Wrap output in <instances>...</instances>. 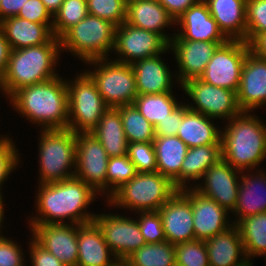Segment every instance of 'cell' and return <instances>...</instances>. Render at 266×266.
<instances>
[{
    "mask_svg": "<svg viewBox=\"0 0 266 266\" xmlns=\"http://www.w3.org/2000/svg\"><path fill=\"white\" fill-rule=\"evenodd\" d=\"M189 110L186 103L179 105L164 120H161L155 128V137L177 136L184 114Z\"/></svg>",
    "mask_w": 266,
    "mask_h": 266,
    "instance_id": "bcb514c9",
    "label": "cell"
},
{
    "mask_svg": "<svg viewBox=\"0 0 266 266\" xmlns=\"http://www.w3.org/2000/svg\"><path fill=\"white\" fill-rule=\"evenodd\" d=\"M127 156L138 173L156 171V154L152 142L128 143Z\"/></svg>",
    "mask_w": 266,
    "mask_h": 266,
    "instance_id": "60d3db41",
    "label": "cell"
},
{
    "mask_svg": "<svg viewBox=\"0 0 266 266\" xmlns=\"http://www.w3.org/2000/svg\"><path fill=\"white\" fill-rule=\"evenodd\" d=\"M239 178H241V171L233 168L227 161L220 158L208 168L198 183L195 182L194 184L192 182V184L195 190L211 198L232 214L239 192ZM201 180L203 181L201 182Z\"/></svg>",
    "mask_w": 266,
    "mask_h": 266,
    "instance_id": "9a60e30c",
    "label": "cell"
},
{
    "mask_svg": "<svg viewBox=\"0 0 266 266\" xmlns=\"http://www.w3.org/2000/svg\"><path fill=\"white\" fill-rule=\"evenodd\" d=\"M193 230L196 240H207L233 225L229 212L191 187ZM229 217V218H228Z\"/></svg>",
    "mask_w": 266,
    "mask_h": 266,
    "instance_id": "ffe728a7",
    "label": "cell"
},
{
    "mask_svg": "<svg viewBox=\"0 0 266 266\" xmlns=\"http://www.w3.org/2000/svg\"><path fill=\"white\" fill-rule=\"evenodd\" d=\"M259 118L241 112L221 128L222 158L235 169L259 170L258 165L266 158V124Z\"/></svg>",
    "mask_w": 266,
    "mask_h": 266,
    "instance_id": "3957f363",
    "label": "cell"
},
{
    "mask_svg": "<svg viewBox=\"0 0 266 266\" xmlns=\"http://www.w3.org/2000/svg\"><path fill=\"white\" fill-rule=\"evenodd\" d=\"M162 54L138 60L131 64L138 95L172 92L173 74L161 58Z\"/></svg>",
    "mask_w": 266,
    "mask_h": 266,
    "instance_id": "cb8c5ba5",
    "label": "cell"
},
{
    "mask_svg": "<svg viewBox=\"0 0 266 266\" xmlns=\"http://www.w3.org/2000/svg\"><path fill=\"white\" fill-rule=\"evenodd\" d=\"M27 0H0V21L17 16Z\"/></svg>",
    "mask_w": 266,
    "mask_h": 266,
    "instance_id": "f907efd6",
    "label": "cell"
},
{
    "mask_svg": "<svg viewBox=\"0 0 266 266\" xmlns=\"http://www.w3.org/2000/svg\"><path fill=\"white\" fill-rule=\"evenodd\" d=\"M64 77L18 89L8 100L15 112L41 130L67 129L69 120L68 89Z\"/></svg>",
    "mask_w": 266,
    "mask_h": 266,
    "instance_id": "7a4b0ae2",
    "label": "cell"
},
{
    "mask_svg": "<svg viewBox=\"0 0 266 266\" xmlns=\"http://www.w3.org/2000/svg\"><path fill=\"white\" fill-rule=\"evenodd\" d=\"M125 22L155 32L168 43L175 35L169 36L164 32L165 27L176 26V21L157 0H134L127 3Z\"/></svg>",
    "mask_w": 266,
    "mask_h": 266,
    "instance_id": "7402d4cb",
    "label": "cell"
},
{
    "mask_svg": "<svg viewBox=\"0 0 266 266\" xmlns=\"http://www.w3.org/2000/svg\"><path fill=\"white\" fill-rule=\"evenodd\" d=\"M116 108L120 111L128 143H148L154 141V126L139 112L134 104L122 105Z\"/></svg>",
    "mask_w": 266,
    "mask_h": 266,
    "instance_id": "d590c367",
    "label": "cell"
},
{
    "mask_svg": "<svg viewBox=\"0 0 266 266\" xmlns=\"http://www.w3.org/2000/svg\"><path fill=\"white\" fill-rule=\"evenodd\" d=\"M162 226L172 245L195 240L191 187L178 190L159 210Z\"/></svg>",
    "mask_w": 266,
    "mask_h": 266,
    "instance_id": "e0dca14e",
    "label": "cell"
},
{
    "mask_svg": "<svg viewBox=\"0 0 266 266\" xmlns=\"http://www.w3.org/2000/svg\"><path fill=\"white\" fill-rule=\"evenodd\" d=\"M39 132L38 184L72 178L76 169V134L69 129H48Z\"/></svg>",
    "mask_w": 266,
    "mask_h": 266,
    "instance_id": "8992f818",
    "label": "cell"
},
{
    "mask_svg": "<svg viewBox=\"0 0 266 266\" xmlns=\"http://www.w3.org/2000/svg\"><path fill=\"white\" fill-rule=\"evenodd\" d=\"M219 29L229 40L246 42V0H204Z\"/></svg>",
    "mask_w": 266,
    "mask_h": 266,
    "instance_id": "4316f807",
    "label": "cell"
},
{
    "mask_svg": "<svg viewBox=\"0 0 266 266\" xmlns=\"http://www.w3.org/2000/svg\"><path fill=\"white\" fill-rule=\"evenodd\" d=\"M127 266H176L175 247L170 242L146 243L125 260Z\"/></svg>",
    "mask_w": 266,
    "mask_h": 266,
    "instance_id": "e575fe53",
    "label": "cell"
},
{
    "mask_svg": "<svg viewBox=\"0 0 266 266\" xmlns=\"http://www.w3.org/2000/svg\"><path fill=\"white\" fill-rule=\"evenodd\" d=\"M99 58L84 62L86 66L94 65V71L85 70L94 80L98 92L108 107L133 104L138 96L136 79L131 64ZM110 60V61H109ZM88 63V64H87ZM96 67V68H95Z\"/></svg>",
    "mask_w": 266,
    "mask_h": 266,
    "instance_id": "ba28073f",
    "label": "cell"
},
{
    "mask_svg": "<svg viewBox=\"0 0 266 266\" xmlns=\"http://www.w3.org/2000/svg\"><path fill=\"white\" fill-rule=\"evenodd\" d=\"M247 30L249 44L256 36L266 33V0H246Z\"/></svg>",
    "mask_w": 266,
    "mask_h": 266,
    "instance_id": "b9f144b4",
    "label": "cell"
},
{
    "mask_svg": "<svg viewBox=\"0 0 266 266\" xmlns=\"http://www.w3.org/2000/svg\"><path fill=\"white\" fill-rule=\"evenodd\" d=\"M77 241V266H111L118 261L94 221L77 226Z\"/></svg>",
    "mask_w": 266,
    "mask_h": 266,
    "instance_id": "603a6c76",
    "label": "cell"
},
{
    "mask_svg": "<svg viewBox=\"0 0 266 266\" xmlns=\"http://www.w3.org/2000/svg\"><path fill=\"white\" fill-rule=\"evenodd\" d=\"M137 173L135 165L130 161L127 155L109 157L106 172V199Z\"/></svg>",
    "mask_w": 266,
    "mask_h": 266,
    "instance_id": "74e56055",
    "label": "cell"
},
{
    "mask_svg": "<svg viewBox=\"0 0 266 266\" xmlns=\"http://www.w3.org/2000/svg\"><path fill=\"white\" fill-rule=\"evenodd\" d=\"M37 187L35 208L38 213L29 216V224L79 225L94 220L96 213H89L86 209L99 194L77 177L39 184Z\"/></svg>",
    "mask_w": 266,
    "mask_h": 266,
    "instance_id": "6da1fadb",
    "label": "cell"
},
{
    "mask_svg": "<svg viewBox=\"0 0 266 266\" xmlns=\"http://www.w3.org/2000/svg\"><path fill=\"white\" fill-rule=\"evenodd\" d=\"M11 51L10 44L8 43L3 30L0 28V79L6 72Z\"/></svg>",
    "mask_w": 266,
    "mask_h": 266,
    "instance_id": "816d5d0a",
    "label": "cell"
},
{
    "mask_svg": "<svg viewBox=\"0 0 266 266\" xmlns=\"http://www.w3.org/2000/svg\"><path fill=\"white\" fill-rule=\"evenodd\" d=\"M52 16L59 10L64 0H41Z\"/></svg>",
    "mask_w": 266,
    "mask_h": 266,
    "instance_id": "db71d44e",
    "label": "cell"
},
{
    "mask_svg": "<svg viewBox=\"0 0 266 266\" xmlns=\"http://www.w3.org/2000/svg\"><path fill=\"white\" fill-rule=\"evenodd\" d=\"M61 54L60 41L55 36L46 44L11 51L0 90L10 98L18 89L59 76L56 70Z\"/></svg>",
    "mask_w": 266,
    "mask_h": 266,
    "instance_id": "277c9868",
    "label": "cell"
},
{
    "mask_svg": "<svg viewBox=\"0 0 266 266\" xmlns=\"http://www.w3.org/2000/svg\"><path fill=\"white\" fill-rule=\"evenodd\" d=\"M101 143L109 157L127 155L128 142L117 108L109 107L91 132Z\"/></svg>",
    "mask_w": 266,
    "mask_h": 266,
    "instance_id": "4dcf8cb0",
    "label": "cell"
},
{
    "mask_svg": "<svg viewBox=\"0 0 266 266\" xmlns=\"http://www.w3.org/2000/svg\"><path fill=\"white\" fill-rule=\"evenodd\" d=\"M137 223L146 243H161L167 241L162 219L158 211L136 212Z\"/></svg>",
    "mask_w": 266,
    "mask_h": 266,
    "instance_id": "ee69618b",
    "label": "cell"
},
{
    "mask_svg": "<svg viewBox=\"0 0 266 266\" xmlns=\"http://www.w3.org/2000/svg\"><path fill=\"white\" fill-rule=\"evenodd\" d=\"M156 171L168 177L180 190V169L188 146L178 136L155 137Z\"/></svg>",
    "mask_w": 266,
    "mask_h": 266,
    "instance_id": "f1b7e54d",
    "label": "cell"
},
{
    "mask_svg": "<svg viewBox=\"0 0 266 266\" xmlns=\"http://www.w3.org/2000/svg\"><path fill=\"white\" fill-rule=\"evenodd\" d=\"M211 120L214 121L213 118L189 109L183 116L177 136L188 148L221 144L222 130Z\"/></svg>",
    "mask_w": 266,
    "mask_h": 266,
    "instance_id": "f546056e",
    "label": "cell"
},
{
    "mask_svg": "<svg viewBox=\"0 0 266 266\" xmlns=\"http://www.w3.org/2000/svg\"><path fill=\"white\" fill-rule=\"evenodd\" d=\"M176 21L188 8L199 0H157Z\"/></svg>",
    "mask_w": 266,
    "mask_h": 266,
    "instance_id": "681fc988",
    "label": "cell"
},
{
    "mask_svg": "<svg viewBox=\"0 0 266 266\" xmlns=\"http://www.w3.org/2000/svg\"><path fill=\"white\" fill-rule=\"evenodd\" d=\"M116 25L88 14L60 38L61 51L70 52L83 62L107 58L114 52Z\"/></svg>",
    "mask_w": 266,
    "mask_h": 266,
    "instance_id": "52a82bcc",
    "label": "cell"
},
{
    "mask_svg": "<svg viewBox=\"0 0 266 266\" xmlns=\"http://www.w3.org/2000/svg\"><path fill=\"white\" fill-rule=\"evenodd\" d=\"M250 51L266 60V33L256 36L250 43Z\"/></svg>",
    "mask_w": 266,
    "mask_h": 266,
    "instance_id": "f5cc1de1",
    "label": "cell"
},
{
    "mask_svg": "<svg viewBox=\"0 0 266 266\" xmlns=\"http://www.w3.org/2000/svg\"><path fill=\"white\" fill-rule=\"evenodd\" d=\"M248 261L264 256L266 261V212L249 216L235 223Z\"/></svg>",
    "mask_w": 266,
    "mask_h": 266,
    "instance_id": "d6a6232c",
    "label": "cell"
},
{
    "mask_svg": "<svg viewBox=\"0 0 266 266\" xmlns=\"http://www.w3.org/2000/svg\"><path fill=\"white\" fill-rule=\"evenodd\" d=\"M137 218L119 214H96L98 225L106 244L118 260H126L134 251L146 244L137 223Z\"/></svg>",
    "mask_w": 266,
    "mask_h": 266,
    "instance_id": "5bb4252c",
    "label": "cell"
},
{
    "mask_svg": "<svg viewBox=\"0 0 266 266\" xmlns=\"http://www.w3.org/2000/svg\"><path fill=\"white\" fill-rule=\"evenodd\" d=\"M220 158H222L221 144L188 148L180 169V190L193 187V184L190 183L198 182L208 168Z\"/></svg>",
    "mask_w": 266,
    "mask_h": 266,
    "instance_id": "1f68e13d",
    "label": "cell"
},
{
    "mask_svg": "<svg viewBox=\"0 0 266 266\" xmlns=\"http://www.w3.org/2000/svg\"><path fill=\"white\" fill-rule=\"evenodd\" d=\"M173 92L138 95L133 104L139 112L155 127L164 120L179 104Z\"/></svg>",
    "mask_w": 266,
    "mask_h": 266,
    "instance_id": "836d02e7",
    "label": "cell"
},
{
    "mask_svg": "<svg viewBox=\"0 0 266 266\" xmlns=\"http://www.w3.org/2000/svg\"><path fill=\"white\" fill-rule=\"evenodd\" d=\"M111 266H127L125 263V260H118L117 262H115L113 265Z\"/></svg>",
    "mask_w": 266,
    "mask_h": 266,
    "instance_id": "9f6ffc18",
    "label": "cell"
},
{
    "mask_svg": "<svg viewBox=\"0 0 266 266\" xmlns=\"http://www.w3.org/2000/svg\"><path fill=\"white\" fill-rule=\"evenodd\" d=\"M88 15L86 0H64L53 16L52 32L60 38L68 29Z\"/></svg>",
    "mask_w": 266,
    "mask_h": 266,
    "instance_id": "8d00e7d4",
    "label": "cell"
},
{
    "mask_svg": "<svg viewBox=\"0 0 266 266\" xmlns=\"http://www.w3.org/2000/svg\"><path fill=\"white\" fill-rule=\"evenodd\" d=\"M3 196V194L2 193H0V237H3V231H1V229H3L2 227H3V225H2V223H3V221H4V200H3V198H4V196ZM2 232V233H1Z\"/></svg>",
    "mask_w": 266,
    "mask_h": 266,
    "instance_id": "11a10c76",
    "label": "cell"
},
{
    "mask_svg": "<svg viewBox=\"0 0 266 266\" xmlns=\"http://www.w3.org/2000/svg\"><path fill=\"white\" fill-rule=\"evenodd\" d=\"M205 245L210 266H243L248 262L235 224L205 240Z\"/></svg>",
    "mask_w": 266,
    "mask_h": 266,
    "instance_id": "484cf974",
    "label": "cell"
},
{
    "mask_svg": "<svg viewBox=\"0 0 266 266\" xmlns=\"http://www.w3.org/2000/svg\"><path fill=\"white\" fill-rule=\"evenodd\" d=\"M180 30L175 33L183 40L227 42L229 39L219 29L211 16L207 3L199 0L188 8L177 20Z\"/></svg>",
    "mask_w": 266,
    "mask_h": 266,
    "instance_id": "44dd1931",
    "label": "cell"
},
{
    "mask_svg": "<svg viewBox=\"0 0 266 266\" xmlns=\"http://www.w3.org/2000/svg\"><path fill=\"white\" fill-rule=\"evenodd\" d=\"M180 87L193 100V105L186 102L188 108L209 118L229 121L242 112L235 91L207 84L199 78L188 80Z\"/></svg>",
    "mask_w": 266,
    "mask_h": 266,
    "instance_id": "30bf717a",
    "label": "cell"
},
{
    "mask_svg": "<svg viewBox=\"0 0 266 266\" xmlns=\"http://www.w3.org/2000/svg\"><path fill=\"white\" fill-rule=\"evenodd\" d=\"M12 138L0 135V193L3 182H6L12 171L16 170L20 161V154Z\"/></svg>",
    "mask_w": 266,
    "mask_h": 266,
    "instance_id": "7bdbcfd3",
    "label": "cell"
},
{
    "mask_svg": "<svg viewBox=\"0 0 266 266\" xmlns=\"http://www.w3.org/2000/svg\"><path fill=\"white\" fill-rule=\"evenodd\" d=\"M29 245L30 263L32 266H66L53 254L41 247L32 237Z\"/></svg>",
    "mask_w": 266,
    "mask_h": 266,
    "instance_id": "c3c4849f",
    "label": "cell"
},
{
    "mask_svg": "<svg viewBox=\"0 0 266 266\" xmlns=\"http://www.w3.org/2000/svg\"><path fill=\"white\" fill-rule=\"evenodd\" d=\"M77 224H29L32 238L66 266H77Z\"/></svg>",
    "mask_w": 266,
    "mask_h": 266,
    "instance_id": "ac0fdd59",
    "label": "cell"
},
{
    "mask_svg": "<svg viewBox=\"0 0 266 266\" xmlns=\"http://www.w3.org/2000/svg\"><path fill=\"white\" fill-rule=\"evenodd\" d=\"M75 157L74 176L106 198V172L109 156L92 133L76 134Z\"/></svg>",
    "mask_w": 266,
    "mask_h": 266,
    "instance_id": "4fadbf2b",
    "label": "cell"
},
{
    "mask_svg": "<svg viewBox=\"0 0 266 266\" xmlns=\"http://www.w3.org/2000/svg\"><path fill=\"white\" fill-rule=\"evenodd\" d=\"M246 172L248 174L241 171L237 202L232 212L237 219L232 220L233 224L242 218L266 212V172L260 168L255 173L252 170Z\"/></svg>",
    "mask_w": 266,
    "mask_h": 266,
    "instance_id": "d4e9b609",
    "label": "cell"
},
{
    "mask_svg": "<svg viewBox=\"0 0 266 266\" xmlns=\"http://www.w3.org/2000/svg\"><path fill=\"white\" fill-rule=\"evenodd\" d=\"M17 16L34 23L53 24V16L41 0H27Z\"/></svg>",
    "mask_w": 266,
    "mask_h": 266,
    "instance_id": "7dc6e473",
    "label": "cell"
},
{
    "mask_svg": "<svg viewBox=\"0 0 266 266\" xmlns=\"http://www.w3.org/2000/svg\"><path fill=\"white\" fill-rule=\"evenodd\" d=\"M76 76L75 80H66L69 108L67 129L75 134L91 133L109 107L104 103L94 80L86 71Z\"/></svg>",
    "mask_w": 266,
    "mask_h": 266,
    "instance_id": "9c48e42d",
    "label": "cell"
},
{
    "mask_svg": "<svg viewBox=\"0 0 266 266\" xmlns=\"http://www.w3.org/2000/svg\"><path fill=\"white\" fill-rule=\"evenodd\" d=\"M124 1L127 4V3L131 2V1H134V0H124Z\"/></svg>",
    "mask_w": 266,
    "mask_h": 266,
    "instance_id": "680465c9",
    "label": "cell"
},
{
    "mask_svg": "<svg viewBox=\"0 0 266 266\" xmlns=\"http://www.w3.org/2000/svg\"><path fill=\"white\" fill-rule=\"evenodd\" d=\"M88 14L120 26L126 20V3L124 0H86Z\"/></svg>",
    "mask_w": 266,
    "mask_h": 266,
    "instance_id": "ab89813d",
    "label": "cell"
},
{
    "mask_svg": "<svg viewBox=\"0 0 266 266\" xmlns=\"http://www.w3.org/2000/svg\"><path fill=\"white\" fill-rule=\"evenodd\" d=\"M237 102L242 112L266 105V60L252 51L247 53L242 67Z\"/></svg>",
    "mask_w": 266,
    "mask_h": 266,
    "instance_id": "d6986e66",
    "label": "cell"
},
{
    "mask_svg": "<svg viewBox=\"0 0 266 266\" xmlns=\"http://www.w3.org/2000/svg\"><path fill=\"white\" fill-rule=\"evenodd\" d=\"M115 61L132 64L138 60L170 51L169 43L159 34L124 22L116 27Z\"/></svg>",
    "mask_w": 266,
    "mask_h": 266,
    "instance_id": "7c38bea8",
    "label": "cell"
},
{
    "mask_svg": "<svg viewBox=\"0 0 266 266\" xmlns=\"http://www.w3.org/2000/svg\"><path fill=\"white\" fill-rule=\"evenodd\" d=\"M224 43L226 42L183 40L179 35H174L169 48L173 51L178 66V74L174 76L178 84L199 78L217 48Z\"/></svg>",
    "mask_w": 266,
    "mask_h": 266,
    "instance_id": "2e32d148",
    "label": "cell"
},
{
    "mask_svg": "<svg viewBox=\"0 0 266 266\" xmlns=\"http://www.w3.org/2000/svg\"><path fill=\"white\" fill-rule=\"evenodd\" d=\"M174 247L176 266H210L204 240L186 241Z\"/></svg>",
    "mask_w": 266,
    "mask_h": 266,
    "instance_id": "f35d334b",
    "label": "cell"
},
{
    "mask_svg": "<svg viewBox=\"0 0 266 266\" xmlns=\"http://www.w3.org/2000/svg\"><path fill=\"white\" fill-rule=\"evenodd\" d=\"M177 191L174 183L157 171L137 173L106 202L109 207L133 212L158 211Z\"/></svg>",
    "mask_w": 266,
    "mask_h": 266,
    "instance_id": "5b68a950",
    "label": "cell"
},
{
    "mask_svg": "<svg viewBox=\"0 0 266 266\" xmlns=\"http://www.w3.org/2000/svg\"><path fill=\"white\" fill-rule=\"evenodd\" d=\"M243 266H254V265H253V262L248 261V262H246Z\"/></svg>",
    "mask_w": 266,
    "mask_h": 266,
    "instance_id": "6f0895ef",
    "label": "cell"
},
{
    "mask_svg": "<svg viewBox=\"0 0 266 266\" xmlns=\"http://www.w3.org/2000/svg\"><path fill=\"white\" fill-rule=\"evenodd\" d=\"M12 50L48 43L53 37L52 24L30 22L18 16H12L0 21Z\"/></svg>",
    "mask_w": 266,
    "mask_h": 266,
    "instance_id": "83f0119b",
    "label": "cell"
},
{
    "mask_svg": "<svg viewBox=\"0 0 266 266\" xmlns=\"http://www.w3.org/2000/svg\"><path fill=\"white\" fill-rule=\"evenodd\" d=\"M6 236L0 237V266H26L23 247Z\"/></svg>",
    "mask_w": 266,
    "mask_h": 266,
    "instance_id": "f6af8a7d",
    "label": "cell"
},
{
    "mask_svg": "<svg viewBox=\"0 0 266 266\" xmlns=\"http://www.w3.org/2000/svg\"><path fill=\"white\" fill-rule=\"evenodd\" d=\"M250 46L243 40H228L220 45L199 77L203 82L237 93L241 71Z\"/></svg>",
    "mask_w": 266,
    "mask_h": 266,
    "instance_id": "8fae6325",
    "label": "cell"
}]
</instances>
